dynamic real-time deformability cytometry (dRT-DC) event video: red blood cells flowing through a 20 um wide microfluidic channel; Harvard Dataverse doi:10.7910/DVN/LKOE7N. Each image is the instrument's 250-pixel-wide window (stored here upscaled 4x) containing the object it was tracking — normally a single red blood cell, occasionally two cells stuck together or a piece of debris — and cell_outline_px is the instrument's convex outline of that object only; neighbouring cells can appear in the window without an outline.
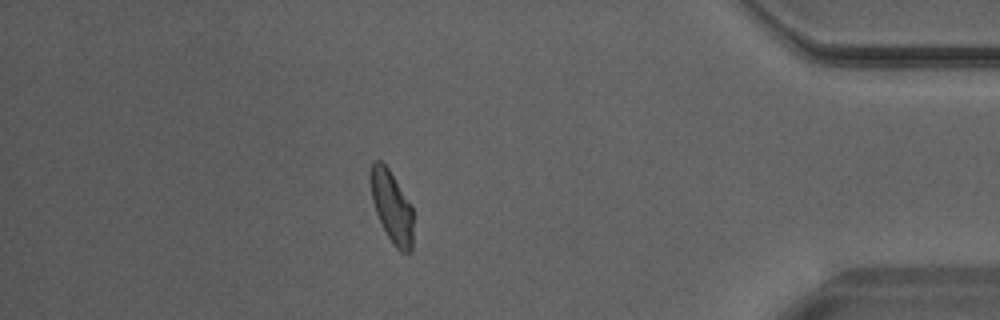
{"species": "Egyptian fruit bat (a non-hibernating species)", "species_latin": "Rousettus aegyptiacus", "temperature_condition": "warm", "stored_images_in_passage": 31, "camera_frame_rate_fps": 3000, "um_per_image_px": 0.085, "animal": {"sex": "male"}, "frame": {"image": 1, "passage_image": 27, "time_ms": 8.667, "image_size_px": [1000, 320], "cell_outline_px": [[412, 248], [408, 252], [400, 252], [392, 244], [376, 212], [372, 200], [368, 176], [368, 172], [372, 160], [380, 160], [388, 168], [412, 204]], "centroid_in_image_um": [33.27, 17.51], "position_along_channel_um": 401.9, "area_um2": 18.09}}